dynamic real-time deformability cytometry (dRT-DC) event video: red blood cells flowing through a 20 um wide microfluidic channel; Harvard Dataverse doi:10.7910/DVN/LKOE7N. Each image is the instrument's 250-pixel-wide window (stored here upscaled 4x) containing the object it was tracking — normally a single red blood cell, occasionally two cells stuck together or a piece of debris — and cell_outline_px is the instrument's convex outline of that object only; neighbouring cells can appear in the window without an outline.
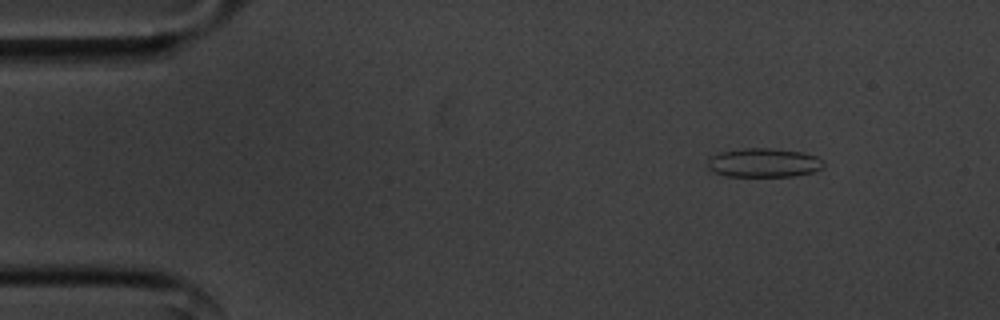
{"species": "common noctule bat (a hibernating species)", "species_latin": "Nyctalus noctula", "temperature_condition": "cold", "stored_images_in_passage": 55, "camera_frame_rate_fps": 3000, "um_per_image_px": 0.085, "animal": {"sex": "male", "body_mass_g": 20.1, "forearm_length_mm": 53.5}, "frame": {"image": 1, "passage_image": 6, "time_ms": 1.667, "image_size_px": [1000, 320], "cell_outline_px": [[824, 168], [812, 172], [792, 176], [724, 176], [708, 168], [708, 160], [712, 156], [720, 152], [744, 148], [768, 148], [804, 152], [816, 156], [824, 160]], "centroid_in_image_um": [64.96, 13.83], "position_along_channel_um": 20.0, "area_um2": 19.59}}
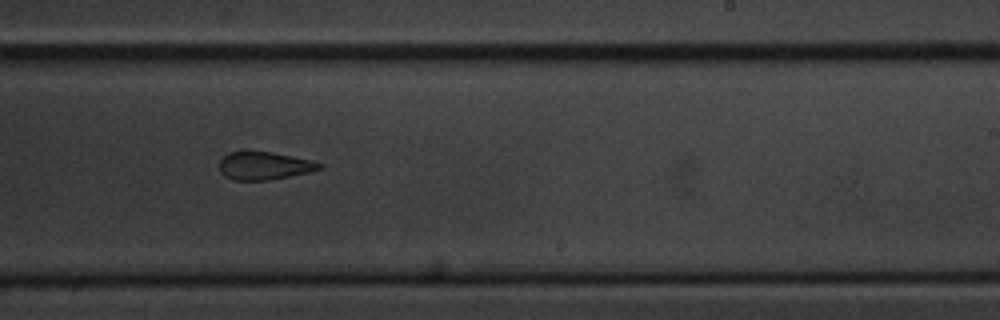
{"frame": {"image": 2, "passage_image": 33, "time_ms": 10.667, "image_size_px": [1000, 320], "cell_outline_px": [[324, 168], [308, 172], [268, 180], [232, 180], [224, 176], [220, 172], [220, 160], [228, 152], [272, 152], [312, 160], [324, 164]], "centroid_in_image_um": [22.47, 14.09], "position_along_channel_um": 266.5, "area_um2": 16.18}}
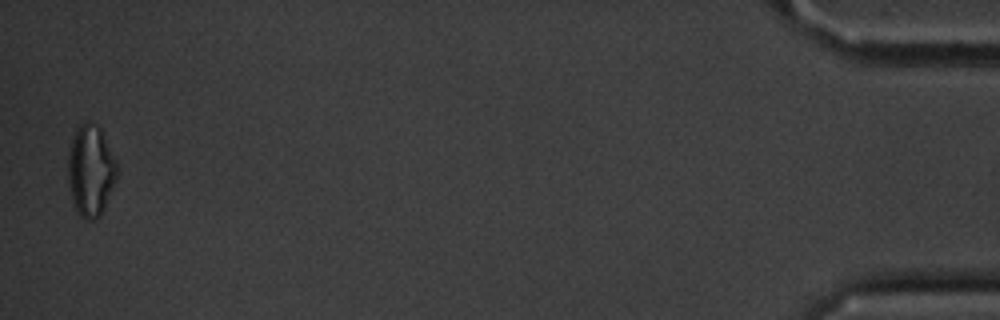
{"frame": {"image": 3, "passage_image": 54, "time_ms": 17.667, "image_size_px": [1000, 320], "cell_outline_px": [[116, 180], [104, 208], [100, 216], [92, 220], [88, 220], [80, 216], [76, 208], [72, 196], [68, 180], [68, 152], [72, 140], [80, 124], [84, 120], [88, 120], [96, 124], [100, 128], [116, 160]], "centroid_in_image_um": [7.71, 14.48], "position_along_channel_um": 427.5, "area_um2": 25.72}, "authors_computed_cell_mechanics": {"area_um2": 19.3052, "velocity_mm_per_s": 3.5993, "shape_relaxation_time_tau1_ms": null, "shape_relaxation_time_tau2_ms": 3.5157, "deformation_change_tau1": null, "deformation_change_tau2": 0.1217}}